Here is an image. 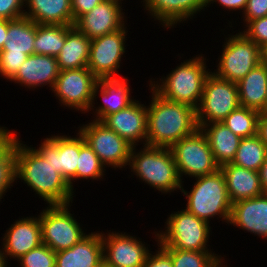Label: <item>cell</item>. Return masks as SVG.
<instances>
[{"mask_svg":"<svg viewBox=\"0 0 267 267\" xmlns=\"http://www.w3.org/2000/svg\"><path fill=\"white\" fill-rule=\"evenodd\" d=\"M259 176H260V183L264 193L267 192V157L262 166L260 167Z\"/></svg>","mask_w":267,"mask_h":267,"instance_id":"46","label":"cell"},{"mask_svg":"<svg viewBox=\"0 0 267 267\" xmlns=\"http://www.w3.org/2000/svg\"><path fill=\"white\" fill-rule=\"evenodd\" d=\"M267 16V0H247L241 19L246 25L249 21Z\"/></svg>","mask_w":267,"mask_h":267,"instance_id":"40","label":"cell"},{"mask_svg":"<svg viewBox=\"0 0 267 267\" xmlns=\"http://www.w3.org/2000/svg\"><path fill=\"white\" fill-rule=\"evenodd\" d=\"M185 60L166 77L162 76L157 81L151 78L149 85L166 100L187 104L196 109L211 70L206 66L205 60L208 59L202 53Z\"/></svg>","mask_w":267,"mask_h":267,"instance_id":"3","label":"cell"},{"mask_svg":"<svg viewBox=\"0 0 267 267\" xmlns=\"http://www.w3.org/2000/svg\"><path fill=\"white\" fill-rule=\"evenodd\" d=\"M261 63L267 66V44L261 47Z\"/></svg>","mask_w":267,"mask_h":267,"instance_id":"47","label":"cell"},{"mask_svg":"<svg viewBox=\"0 0 267 267\" xmlns=\"http://www.w3.org/2000/svg\"><path fill=\"white\" fill-rule=\"evenodd\" d=\"M0 126V202L9 188L16 182L17 133Z\"/></svg>","mask_w":267,"mask_h":267,"instance_id":"29","label":"cell"},{"mask_svg":"<svg viewBox=\"0 0 267 267\" xmlns=\"http://www.w3.org/2000/svg\"><path fill=\"white\" fill-rule=\"evenodd\" d=\"M263 112H267V93H266V103H265V108L262 110Z\"/></svg>","mask_w":267,"mask_h":267,"instance_id":"50","label":"cell"},{"mask_svg":"<svg viewBox=\"0 0 267 267\" xmlns=\"http://www.w3.org/2000/svg\"><path fill=\"white\" fill-rule=\"evenodd\" d=\"M190 191L180 192L186 197L185 209L196 217L210 224V219L221 218L229 226L232 203L228 197L225 177L221 169L216 172L195 178Z\"/></svg>","mask_w":267,"mask_h":267,"instance_id":"5","label":"cell"},{"mask_svg":"<svg viewBox=\"0 0 267 267\" xmlns=\"http://www.w3.org/2000/svg\"><path fill=\"white\" fill-rule=\"evenodd\" d=\"M99 232H89L71 248L56 252L55 267H98L103 262V244Z\"/></svg>","mask_w":267,"mask_h":267,"instance_id":"23","label":"cell"},{"mask_svg":"<svg viewBox=\"0 0 267 267\" xmlns=\"http://www.w3.org/2000/svg\"><path fill=\"white\" fill-rule=\"evenodd\" d=\"M90 45L91 39L74 25H67L64 46L56 56L60 71L87 67L90 57Z\"/></svg>","mask_w":267,"mask_h":267,"instance_id":"27","label":"cell"},{"mask_svg":"<svg viewBox=\"0 0 267 267\" xmlns=\"http://www.w3.org/2000/svg\"><path fill=\"white\" fill-rule=\"evenodd\" d=\"M8 25L9 20L0 19V51H2L4 43L6 42Z\"/></svg>","mask_w":267,"mask_h":267,"instance_id":"45","label":"cell"},{"mask_svg":"<svg viewBox=\"0 0 267 267\" xmlns=\"http://www.w3.org/2000/svg\"><path fill=\"white\" fill-rule=\"evenodd\" d=\"M237 84L241 107L261 112L265 108L267 93V66L260 63Z\"/></svg>","mask_w":267,"mask_h":267,"instance_id":"28","label":"cell"},{"mask_svg":"<svg viewBox=\"0 0 267 267\" xmlns=\"http://www.w3.org/2000/svg\"><path fill=\"white\" fill-rule=\"evenodd\" d=\"M215 2V3H214ZM217 2V3H216ZM212 4H219L218 6H222V9H227V11H240L239 13H243L245 10L247 0H207L206 8ZM242 10V11H241Z\"/></svg>","mask_w":267,"mask_h":267,"instance_id":"43","label":"cell"},{"mask_svg":"<svg viewBox=\"0 0 267 267\" xmlns=\"http://www.w3.org/2000/svg\"><path fill=\"white\" fill-rule=\"evenodd\" d=\"M36 23L30 18L21 17L9 20L7 38L0 53L34 54Z\"/></svg>","mask_w":267,"mask_h":267,"instance_id":"30","label":"cell"},{"mask_svg":"<svg viewBox=\"0 0 267 267\" xmlns=\"http://www.w3.org/2000/svg\"><path fill=\"white\" fill-rule=\"evenodd\" d=\"M267 157V147L258 134L242 138L232 164L259 171Z\"/></svg>","mask_w":267,"mask_h":267,"instance_id":"32","label":"cell"},{"mask_svg":"<svg viewBox=\"0 0 267 267\" xmlns=\"http://www.w3.org/2000/svg\"><path fill=\"white\" fill-rule=\"evenodd\" d=\"M25 0H0V19L15 20L24 17Z\"/></svg>","mask_w":267,"mask_h":267,"instance_id":"39","label":"cell"},{"mask_svg":"<svg viewBox=\"0 0 267 267\" xmlns=\"http://www.w3.org/2000/svg\"><path fill=\"white\" fill-rule=\"evenodd\" d=\"M127 77L99 78L93 89V96L89 111L93 112V120L103 121L107 116L127 108L135 99L131 96ZM98 93L103 101L100 105L94 106ZM96 109H94V108ZM95 110V111H94ZM96 112V113H95Z\"/></svg>","mask_w":267,"mask_h":267,"instance_id":"16","label":"cell"},{"mask_svg":"<svg viewBox=\"0 0 267 267\" xmlns=\"http://www.w3.org/2000/svg\"><path fill=\"white\" fill-rule=\"evenodd\" d=\"M152 100L147 108V146L171 148L198 129L196 109L160 96L150 85Z\"/></svg>","mask_w":267,"mask_h":267,"instance_id":"2","label":"cell"},{"mask_svg":"<svg viewBox=\"0 0 267 267\" xmlns=\"http://www.w3.org/2000/svg\"><path fill=\"white\" fill-rule=\"evenodd\" d=\"M227 36L217 60V69L213 73L222 79L238 83L261 63V48L240 31Z\"/></svg>","mask_w":267,"mask_h":267,"instance_id":"7","label":"cell"},{"mask_svg":"<svg viewBox=\"0 0 267 267\" xmlns=\"http://www.w3.org/2000/svg\"><path fill=\"white\" fill-rule=\"evenodd\" d=\"M258 136L267 147V112H260L258 119Z\"/></svg>","mask_w":267,"mask_h":267,"instance_id":"44","label":"cell"},{"mask_svg":"<svg viewBox=\"0 0 267 267\" xmlns=\"http://www.w3.org/2000/svg\"><path fill=\"white\" fill-rule=\"evenodd\" d=\"M81 125L78 131L106 168L123 170L128 165L131 144L101 121L91 120Z\"/></svg>","mask_w":267,"mask_h":267,"instance_id":"11","label":"cell"},{"mask_svg":"<svg viewBox=\"0 0 267 267\" xmlns=\"http://www.w3.org/2000/svg\"><path fill=\"white\" fill-rule=\"evenodd\" d=\"M229 223L267 240V193L232 204Z\"/></svg>","mask_w":267,"mask_h":267,"instance_id":"22","label":"cell"},{"mask_svg":"<svg viewBox=\"0 0 267 267\" xmlns=\"http://www.w3.org/2000/svg\"><path fill=\"white\" fill-rule=\"evenodd\" d=\"M200 129L207 137L216 164L222 167L232 163L242 138L223 122L205 124Z\"/></svg>","mask_w":267,"mask_h":267,"instance_id":"26","label":"cell"},{"mask_svg":"<svg viewBox=\"0 0 267 267\" xmlns=\"http://www.w3.org/2000/svg\"><path fill=\"white\" fill-rule=\"evenodd\" d=\"M23 143L19 138L16 145V180L27 184L47 205L73 203L74 191L50 159H44L33 145Z\"/></svg>","mask_w":267,"mask_h":267,"instance_id":"1","label":"cell"},{"mask_svg":"<svg viewBox=\"0 0 267 267\" xmlns=\"http://www.w3.org/2000/svg\"><path fill=\"white\" fill-rule=\"evenodd\" d=\"M17 262L21 267H55L56 252L41 244L24 254Z\"/></svg>","mask_w":267,"mask_h":267,"instance_id":"36","label":"cell"},{"mask_svg":"<svg viewBox=\"0 0 267 267\" xmlns=\"http://www.w3.org/2000/svg\"><path fill=\"white\" fill-rule=\"evenodd\" d=\"M121 4L102 1L92 11L81 15L74 26L91 40L120 30L127 24Z\"/></svg>","mask_w":267,"mask_h":267,"instance_id":"17","label":"cell"},{"mask_svg":"<svg viewBox=\"0 0 267 267\" xmlns=\"http://www.w3.org/2000/svg\"><path fill=\"white\" fill-rule=\"evenodd\" d=\"M8 264H10V263H8V261L6 260L3 249H1V247H0V267H7V266H9Z\"/></svg>","mask_w":267,"mask_h":267,"instance_id":"48","label":"cell"},{"mask_svg":"<svg viewBox=\"0 0 267 267\" xmlns=\"http://www.w3.org/2000/svg\"><path fill=\"white\" fill-rule=\"evenodd\" d=\"M70 204L47 205L39 214L42 244L55 252L67 250L87 235L74 214Z\"/></svg>","mask_w":267,"mask_h":267,"instance_id":"8","label":"cell"},{"mask_svg":"<svg viewBox=\"0 0 267 267\" xmlns=\"http://www.w3.org/2000/svg\"><path fill=\"white\" fill-rule=\"evenodd\" d=\"M59 73L56 57L33 54L27 57L10 81L29 90H36L46 85L47 88L50 87L49 90H52Z\"/></svg>","mask_w":267,"mask_h":267,"instance_id":"21","label":"cell"},{"mask_svg":"<svg viewBox=\"0 0 267 267\" xmlns=\"http://www.w3.org/2000/svg\"><path fill=\"white\" fill-rule=\"evenodd\" d=\"M127 26L91 40L87 68L99 78L121 77L120 63L126 53Z\"/></svg>","mask_w":267,"mask_h":267,"instance_id":"13","label":"cell"},{"mask_svg":"<svg viewBox=\"0 0 267 267\" xmlns=\"http://www.w3.org/2000/svg\"><path fill=\"white\" fill-rule=\"evenodd\" d=\"M1 246L6 260H18L30 250L42 244L39 214L19 218L11 224L2 237ZM9 257V258H8Z\"/></svg>","mask_w":267,"mask_h":267,"instance_id":"18","label":"cell"},{"mask_svg":"<svg viewBox=\"0 0 267 267\" xmlns=\"http://www.w3.org/2000/svg\"><path fill=\"white\" fill-rule=\"evenodd\" d=\"M180 179L197 178L216 172V164L206 135L201 129L177 141L171 148Z\"/></svg>","mask_w":267,"mask_h":267,"instance_id":"10","label":"cell"},{"mask_svg":"<svg viewBox=\"0 0 267 267\" xmlns=\"http://www.w3.org/2000/svg\"><path fill=\"white\" fill-rule=\"evenodd\" d=\"M260 112L252 108L239 107L232 111L222 122L241 138L258 134Z\"/></svg>","mask_w":267,"mask_h":267,"instance_id":"35","label":"cell"},{"mask_svg":"<svg viewBox=\"0 0 267 267\" xmlns=\"http://www.w3.org/2000/svg\"><path fill=\"white\" fill-rule=\"evenodd\" d=\"M102 0H71L74 22L83 14L92 11Z\"/></svg>","mask_w":267,"mask_h":267,"instance_id":"42","label":"cell"},{"mask_svg":"<svg viewBox=\"0 0 267 267\" xmlns=\"http://www.w3.org/2000/svg\"><path fill=\"white\" fill-rule=\"evenodd\" d=\"M130 152L128 167L144 184L162 194L181 190L182 180L178 174L175 158L170 148L143 145ZM137 150V151H136Z\"/></svg>","mask_w":267,"mask_h":267,"instance_id":"4","label":"cell"},{"mask_svg":"<svg viewBox=\"0 0 267 267\" xmlns=\"http://www.w3.org/2000/svg\"><path fill=\"white\" fill-rule=\"evenodd\" d=\"M27 57L26 53H0V76L10 81Z\"/></svg>","mask_w":267,"mask_h":267,"instance_id":"37","label":"cell"},{"mask_svg":"<svg viewBox=\"0 0 267 267\" xmlns=\"http://www.w3.org/2000/svg\"><path fill=\"white\" fill-rule=\"evenodd\" d=\"M97 81L98 78L87 67L62 70L52 92L60 106L85 114L90 107Z\"/></svg>","mask_w":267,"mask_h":267,"instance_id":"12","label":"cell"},{"mask_svg":"<svg viewBox=\"0 0 267 267\" xmlns=\"http://www.w3.org/2000/svg\"><path fill=\"white\" fill-rule=\"evenodd\" d=\"M221 267H228V266H227V264L226 265L225 264L224 265L222 264Z\"/></svg>","mask_w":267,"mask_h":267,"instance_id":"52","label":"cell"},{"mask_svg":"<svg viewBox=\"0 0 267 267\" xmlns=\"http://www.w3.org/2000/svg\"><path fill=\"white\" fill-rule=\"evenodd\" d=\"M74 136L51 135L41 140L39 147H34L44 159H50L58 172L74 190L76 169L80 153V132ZM75 180V181H74Z\"/></svg>","mask_w":267,"mask_h":267,"instance_id":"15","label":"cell"},{"mask_svg":"<svg viewBox=\"0 0 267 267\" xmlns=\"http://www.w3.org/2000/svg\"><path fill=\"white\" fill-rule=\"evenodd\" d=\"M110 231L101 232L103 261L112 267H143L151 251L148 244L127 232Z\"/></svg>","mask_w":267,"mask_h":267,"instance_id":"14","label":"cell"},{"mask_svg":"<svg viewBox=\"0 0 267 267\" xmlns=\"http://www.w3.org/2000/svg\"><path fill=\"white\" fill-rule=\"evenodd\" d=\"M147 13L165 29L193 19L205 10L207 0H143ZM203 9V10H202ZM202 10V11H201ZM184 21V22H183Z\"/></svg>","mask_w":267,"mask_h":267,"instance_id":"20","label":"cell"},{"mask_svg":"<svg viewBox=\"0 0 267 267\" xmlns=\"http://www.w3.org/2000/svg\"><path fill=\"white\" fill-rule=\"evenodd\" d=\"M226 181L228 197L232 204L264 193L259 172L232 163L220 167Z\"/></svg>","mask_w":267,"mask_h":267,"instance_id":"24","label":"cell"},{"mask_svg":"<svg viewBox=\"0 0 267 267\" xmlns=\"http://www.w3.org/2000/svg\"><path fill=\"white\" fill-rule=\"evenodd\" d=\"M67 25L36 24L34 54L56 57L64 46Z\"/></svg>","mask_w":267,"mask_h":267,"instance_id":"31","label":"cell"},{"mask_svg":"<svg viewBox=\"0 0 267 267\" xmlns=\"http://www.w3.org/2000/svg\"><path fill=\"white\" fill-rule=\"evenodd\" d=\"M98 267H112V266L106 264V263L103 261Z\"/></svg>","mask_w":267,"mask_h":267,"instance_id":"49","label":"cell"},{"mask_svg":"<svg viewBox=\"0 0 267 267\" xmlns=\"http://www.w3.org/2000/svg\"><path fill=\"white\" fill-rule=\"evenodd\" d=\"M24 16L36 24L74 25L71 0H25Z\"/></svg>","mask_w":267,"mask_h":267,"instance_id":"25","label":"cell"},{"mask_svg":"<svg viewBox=\"0 0 267 267\" xmlns=\"http://www.w3.org/2000/svg\"><path fill=\"white\" fill-rule=\"evenodd\" d=\"M243 28L241 32L260 48L267 44V16L249 21Z\"/></svg>","mask_w":267,"mask_h":267,"instance_id":"38","label":"cell"},{"mask_svg":"<svg viewBox=\"0 0 267 267\" xmlns=\"http://www.w3.org/2000/svg\"><path fill=\"white\" fill-rule=\"evenodd\" d=\"M102 1H116V2H121L123 0H102Z\"/></svg>","mask_w":267,"mask_h":267,"instance_id":"51","label":"cell"},{"mask_svg":"<svg viewBox=\"0 0 267 267\" xmlns=\"http://www.w3.org/2000/svg\"><path fill=\"white\" fill-rule=\"evenodd\" d=\"M240 107L237 84L215 75L206 78L200 103L196 108L199 129L213 122H222Z\"/></svg>","mask_w":267,"mask_h":267,"instance_id":"9","label":"cell"},{"mask_svg":"<svg viewBox=\"0 0 267 267\" xmlns=\"http://www.w3.org/2000/svg\"><path fill=\"white\" fill-rule=\"evenodd\" d=\"M164 223V230L154 232L155 241L163 248L195 251L213 250L208 248L209 237L212 234L210 224L186 209L171 213Z\"/></svg>","mask_w":267,"mask_h":267,"instance_id":"6","label":"cell"},{"mask_svg":"<svg viewBox=\"0 0 267 267\" xmlns=\"http://www.w3.org/2000/svg\"><path fill=\"white\" fill-rule=\"evenodd\" d=\"M164 249L171 255L173 267H221L226 264L225 259L213 251Z\"/></svg>","mask_w":267,"mask_h":267,"instance_id":"33","label":"cell"},{"mask_svg":"<svg viewBox=\"0 0 267 267\" xmlns=\"http://www.w3.org/2000/svg\"><path fill=\"white\" fill-rule=\"evenodd\" d=\"M102 123L132 146L146 145L147 108L144 103L135 100L127 108L107 116Z\"/></svg>","mask_w":267,"mask_h":267,"instance_id":"19","label":"cell"},{"mask_svg":"<svg viewBox=\"0 0 267 267\" xmlns=\"http://www.w3.org/2000/svg\"><path fill=\"white\" fill-rule=\"evenodd\" d=\"M106 167L101 163L99 157L87 144L80 134V153L76 169V181L81 179L102 180L106 175Z\"/></svg>","mask_w":267,"mask_h":267,"instance_id":"34","label":"cell"},{"mask_svg":"<svg viewBox=\"0 0 267 267\" xmlns=\"http://www.w3.org/2000/svg\"><path fill=\"white\" fill-rule=\"evenodd\" d=\"M158 250L150 251L143 267H173L171 255L159 244Z\"/></svg>","mask_w":267,"mask_h":267,"instance_id":"41","label":"cell"}]
</instances>
